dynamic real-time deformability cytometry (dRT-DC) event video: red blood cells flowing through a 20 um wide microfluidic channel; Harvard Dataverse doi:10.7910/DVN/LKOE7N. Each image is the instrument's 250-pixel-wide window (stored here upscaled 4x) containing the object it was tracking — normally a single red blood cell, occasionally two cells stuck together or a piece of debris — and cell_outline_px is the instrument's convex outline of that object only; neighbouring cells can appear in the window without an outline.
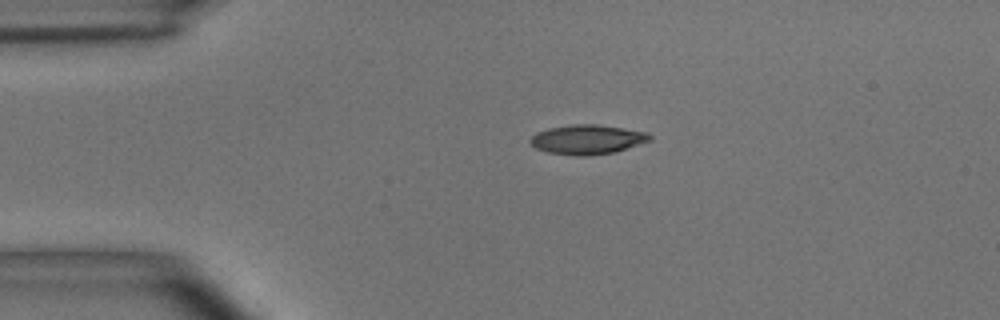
{"species": "common noctule bat (a hibernating species)", "species_latin": "Nyctalus noctula", "temperature_condition": "room temperature", "stored_images_in_passage": 2, "camera_frame_rate_fps": 3000, "um_per_image_px": 0.085, "animal": {"sex": "male", "body_mass_g": 15.6}, "frame": {"image": 1, "passage_image": 1, "time_ms": 0.0, "image_size_px": [1000, 320], "cell_outline_px": [[652, 140], [616, 152], [588, 156], [576, 156], [548, 152], [536, 148], [528, 140], [536, 132], [548, 128], [572, 124], [596, 124], [624, 128], [648, 132], [652, 136]], "centroid_in_image_um": [49.94, 11.85], "position_along_channel_um": 35.1, "area_um2": 20.75}}